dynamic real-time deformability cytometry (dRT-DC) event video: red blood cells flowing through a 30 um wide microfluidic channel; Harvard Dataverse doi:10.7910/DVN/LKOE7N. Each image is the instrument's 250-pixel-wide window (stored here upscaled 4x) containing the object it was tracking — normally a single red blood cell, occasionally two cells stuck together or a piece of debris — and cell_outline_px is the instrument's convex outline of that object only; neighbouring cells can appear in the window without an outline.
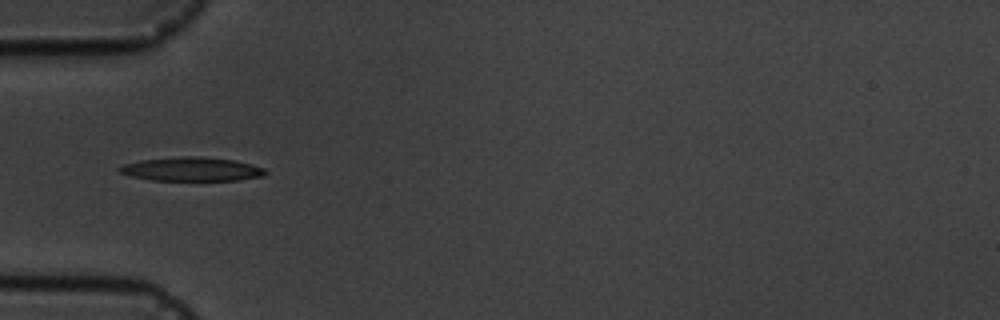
{"species": "common noctule bat (a hibernating species)", "species_latin": "Nyctalus noctula", "temperature_condition": "cold", "stored_images_in_passage": 15, "camera_frame_rate_fps": 3000, "um_per_image_px": 0.085, "animal": {"sex": "male", "body_mass_g": 19.5, "forearm_length_mm": 54.6}, "frame": {"image": 1, "passage_image": 4, "time_ms": 4.333, "image_size_px": [1000, 320], "cell_outline_px": [[268, 172], [264, 176], [240, 180], [152, 180], [132, 176], [120, 172], [116, 168], [124, 164], [140, 160], [180, 156], [200, 156], [236, 160], [252, 164], [264, 168]], "centroid_in_image_um": [16.33, 14.37], "position_along_channel_um": 68.7, "area_um2": 20.4}}
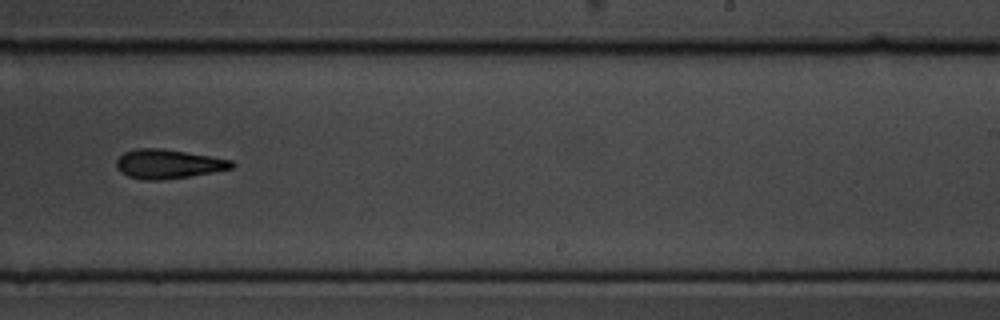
{"frame": {"image": 2, "passage_image": 9, "time_ms": 10.0, "image_size_px": [1000, 320], "cell_outline_px": [[236, 164], [232, 168], [212, 172], [188, 176], [160, 180], [144, 180], [128, 176], [120, 172], [116, 168], [116, 160], [124, 152], [136, 148], [164, 148], [232, 160]], "centroid_in_image_um": [14.26, 13.93], "position_along_channel_um": 274.7, "area_um2": 19.59}}
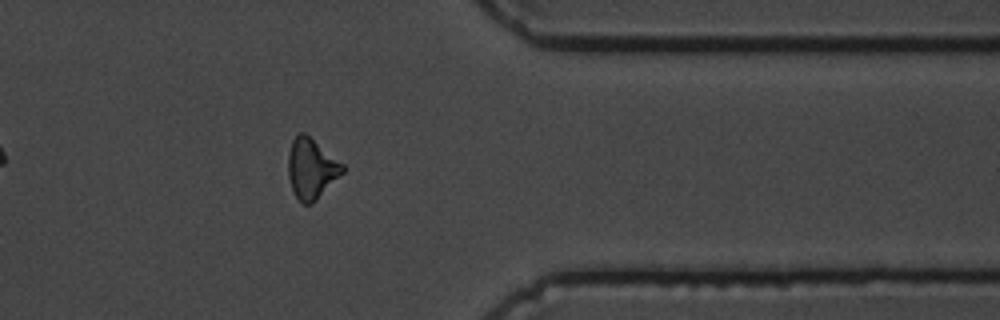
{"frame": {"image": 3, "passage_image": 12, "time_ms": 13.333, "image_size_px": [1000, 320], "cell_outline_px": [[344, 172], [312, 204], [304, 204], [296, 196], [292, 188], [288, 176], [288, 152], [292, 140], [300, 132], [304, 132], [344, 164]], "centroid_in_image_um": [26.47, 14.32], "position_along_channel_um": 384.9, "area_um2": 18.96}, "authors_computed_cell_mechanics": {"area_um2": 19.0162, "velocity_mm_per_s": 3.6358, "shape_relaxation_time_tau1_ms": 4.7721, "shape_relaxation_time_tau2_ms": 8.9383, "deformation_change_tau1": 0.144, "deformation_change_tau2": 0.2363}}